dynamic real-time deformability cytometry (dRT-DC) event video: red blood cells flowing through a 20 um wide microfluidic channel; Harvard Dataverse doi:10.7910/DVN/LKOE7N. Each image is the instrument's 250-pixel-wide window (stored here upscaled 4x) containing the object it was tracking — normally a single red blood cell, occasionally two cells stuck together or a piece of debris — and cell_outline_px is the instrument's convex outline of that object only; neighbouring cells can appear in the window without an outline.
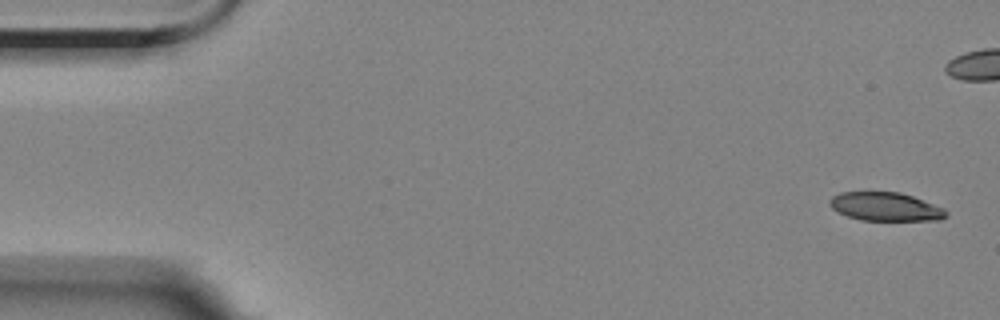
{"species": "Egyptian fruit bat (a non-hibernating species)", "species_latin": "Rousettus aegyptiacus", "temperature_condition": "room temperature", "stored_images_in_passage": 7, "camera_frame_rate_fps": 3000, "um_per_image_px": 0.085, "animal": {"sex": "female"}, "frame": {"image": 1, "passage_image": 1, "time_ms": 0.0, "image_size_px": [1000, 320], "cell_outline_px": [[948, 216], [940, 220], [860, 220], [848, 216], [832, 208], [828, 204], [828, 200], [832, 196], [840, 192], [900, 192], [912, 196], [944, 208], [948, 212]], "centroid_in_image_um": [75.27, 17.56], "position_along_channel_um": 9.7, "area_um2": 19.36}}
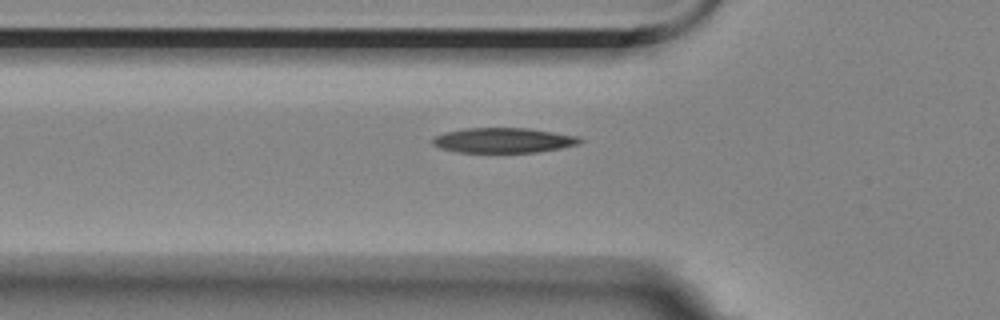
{"frame": {"image": 2, "passage_image": 7, "time_ms": 7.333, "image_size_px": [1000, 320], "cell_outline_px": [[584, 140], [580, 144], [560, 148], [536, 152], [460, 152], [440, 148], [432, 144], [432, 140], [436, 136], [444, 132], [464, 128], [528, 128], [580, 136]], "centroid_in_image_um": [42.82, 11.92], "position_along_channel_um": 83.0, "area_um2": 21.5}}